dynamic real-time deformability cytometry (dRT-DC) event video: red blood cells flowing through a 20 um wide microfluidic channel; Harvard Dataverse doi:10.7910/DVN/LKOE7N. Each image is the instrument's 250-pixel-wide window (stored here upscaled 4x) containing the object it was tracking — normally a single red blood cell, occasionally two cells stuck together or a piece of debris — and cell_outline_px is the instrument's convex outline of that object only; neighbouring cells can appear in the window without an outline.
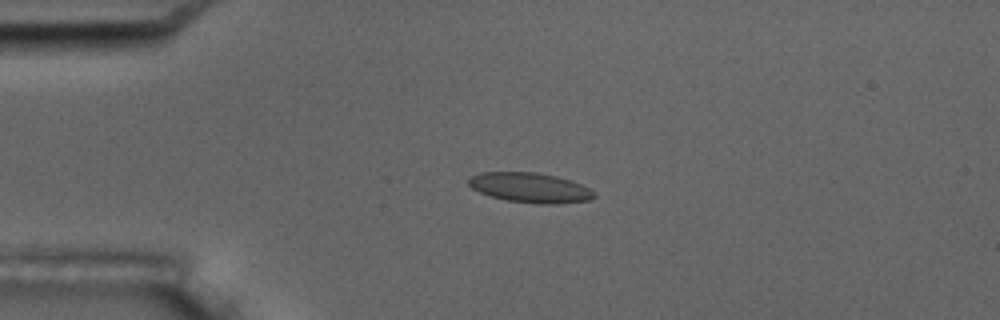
{"species": "common noctule bat (a hibernating species)", "species_latin": "Nyctalus noctula", "temperature_condition": "room temperature", "stored_images_in_passage": 3, "camera_frame_rate_fps": 3000, "um_per_image_px": 0.085, "animal": {"sex": "male", "body_mass_g": 17.5, "forearm_length_mm": 52.3}, "frame": {"image": 1, "passage_image": 2, "time_ms": 1.333, "image_size_px": [1000, 320], "cell_outline_px": [[596, 196], [588, 200], [556, 204], [536, 204], [508, 200], [492, 196], [480, 192], [472, 188], [468, 184], [468, 176], [480, 172], [536, 172], [556, 176], [572, 180], [596, 192]], "centroid_in_image_um": [45.05, 15.94], "position_along_channel_um": 39.9, "area_um2": 21.91}}